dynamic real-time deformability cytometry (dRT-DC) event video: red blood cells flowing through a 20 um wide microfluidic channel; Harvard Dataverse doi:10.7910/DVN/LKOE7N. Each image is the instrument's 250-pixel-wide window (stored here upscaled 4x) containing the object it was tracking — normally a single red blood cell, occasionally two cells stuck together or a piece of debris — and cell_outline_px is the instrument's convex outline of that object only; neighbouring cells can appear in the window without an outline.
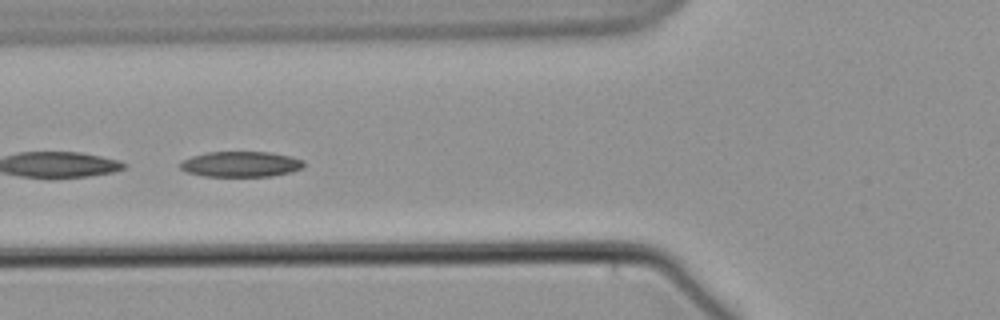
{"species": "common noctule bat (a hibernating species)", "species_latin": "Nyctalus noctula", "temperature_condition": "warm", "stored_images_in_passage": 8, "camera_frame_rate_fps": 3000, "um_per_image_px": 0.085, "animal": {"sex": "male", "body_mass_g": 21.5, "forearm_length_mm": 52.0}, "frame": {"image": 1, "passage_image": 7, "time_ms": 7.667, "image_size_px": [1000, 320], "cell_outline_px": [[304, 168], [292, 172], [272, 176], [204, 176], [184, 172], [180, 168], [180, 160], [192, 156], [208, 152], [272, 152], [292, 156], [304, 160]], "centroid_in_image_um": [20.48, 13.95], "position_along_channel_um": 105.3, "area_um2": 18.67}}